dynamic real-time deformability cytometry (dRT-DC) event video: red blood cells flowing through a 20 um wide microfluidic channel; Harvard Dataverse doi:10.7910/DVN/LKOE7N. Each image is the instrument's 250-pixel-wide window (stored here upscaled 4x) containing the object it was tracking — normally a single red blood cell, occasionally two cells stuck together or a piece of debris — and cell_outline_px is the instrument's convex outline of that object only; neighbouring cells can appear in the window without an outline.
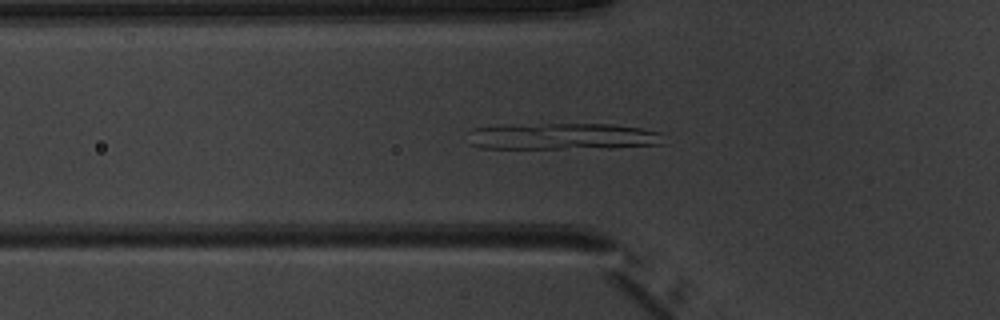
{"species": "common noctule bat (a hibernating species)", "species_latin": "Nyctalus noctula", "temperature_condition": "warm", "stored_images_in_passage": 36, "segment_of_instrument_passage": [1, 2], "camera_frame_rate_fps": 3000, "um_per_image_px": 0.085, "animal": {"sex": "male", "body_mass_g": 20.1, "forearm_length_mm": 53.5}, "frame": {"image": 1, "passage_image": 2, "time_ms": 0.333, "image_size_px": [1000, 320], "cell_outline_px": [[664, 144], [612, 148], [480, 148], [472, 144], [468, 132], [472, 128], [504, 124], [612, 124], [640, 128], [660, 132]], "centroid_in_image_um": [47.82, 11.59], "position_along_channel_um": 78.0, "area_um2": 30.52}}
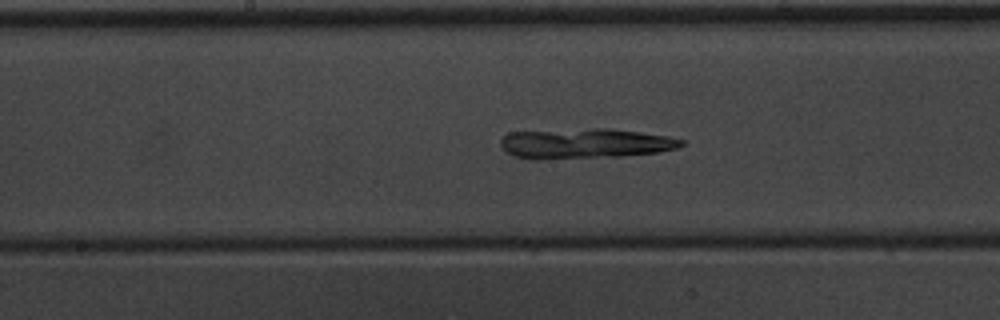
{"frame": {"image": 2, "passage_image": 11, "time_ms": 3.333, "image_size_px": [1000, 320], "cell_outline_px": [[684, 144], [680, 148], [656, 152], [620, 156], [540, 160], [532, 160], [512, 156], [500, 144], [500, 140], [508, 132], [596, 128], [608, 128], [640, 132], [668, 136], [684, 140]], "centroid_in_image_um": [49.71, 12.2], "position_along_channel_um": 198.5, "area_um2": 31.96}}
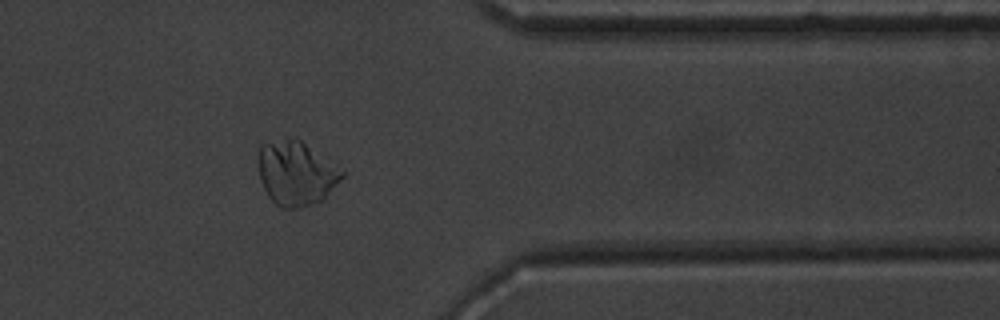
{"frame": {"image": 3, "passage_image": 26, "time_ms": 8.333, "image_size_px": [1000, 320], "cell_outline_px": [[344, 176], [320, 200], [312, 204], [300, 208], [280, 208], [268, 196], [260, 180], [256, 160], [256, 156], [260, 144], [292, 136], [300, 140], [344, 168]], "centroid_in_image_um": [25.13, 14.68], "position_along_channel_um": 386.3, "area_um2": 31.85}}